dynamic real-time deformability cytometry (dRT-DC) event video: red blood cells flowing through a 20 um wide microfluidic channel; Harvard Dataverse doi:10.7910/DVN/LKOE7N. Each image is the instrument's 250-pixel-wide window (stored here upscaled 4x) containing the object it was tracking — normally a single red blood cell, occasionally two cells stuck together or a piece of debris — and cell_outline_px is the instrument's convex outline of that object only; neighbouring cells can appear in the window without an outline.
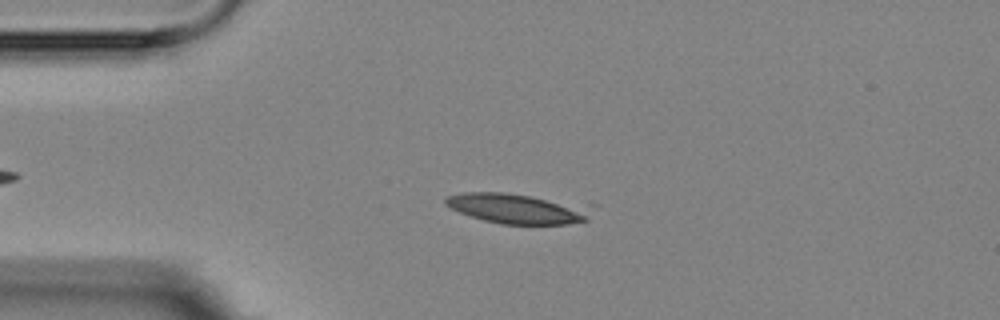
{"species": "Egyptian fruit bat (a non-hibernating species)", "species_latin": "Rousettus aegyptiacus", "temperature_condition": "room temperature", "stored_images_in_passage": 15, "camera_frame_rate_fps": 3000, "um_per_image_px": 0.085, "animal": {"sex": "female"}, "frame": {"image": 1, "passage_image": 4, "time_ms": 3.333, "image_size_px": [1000, 320], "cell_outline_px": [[596, 204], [588, 220], [568, 224], [500, 224], [484, 220], [460, 212], [444, 204], [444, 200], [448, 196], [464, 192], [504, 192]], "centroid_in_image_um": [44.14, 17.71], "position_along_channel_um": 40.9, "area_um2": 26.3}}
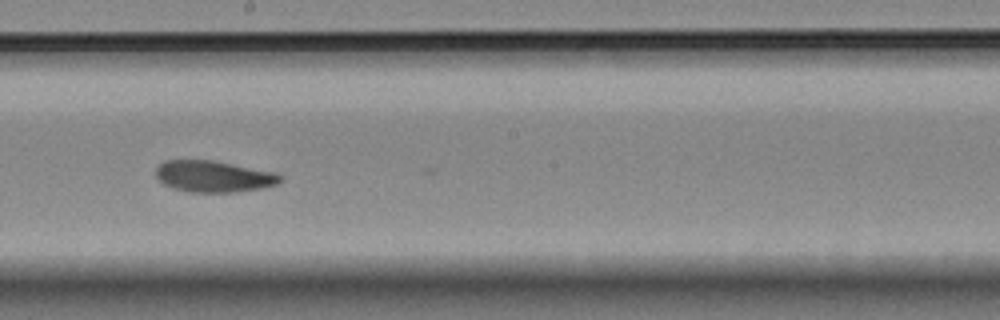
{"frame": {"image": 2, "passage_image": 9, "time_ms": 9.333, "image_size_px": [1000, 320], "cell_outline_px": [[284, 180], [276, 184], [264, 188], [236, 192], [188, 192], [172, 188], [156, 180], [156, 168], [164, 160], [212, 160], [276, 172]], "centroid_in_image_um": [18.15, 15.0], "position_along_channel_um": 230.1, "area_um2": 23.0}}
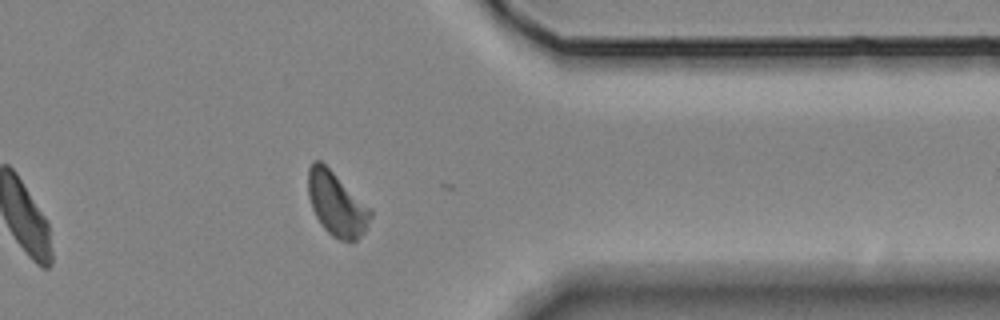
{"frame": {"image": 3, "passage_image": 13, "time_ms": 14.0, "image_size_px": [1000, 320], "cell_outline_px": [[372, 216], [368, 228], [356, 240], [340, 240], [332, 236], [320, 224], [312, 208], [308, 196], [308, 168], [312, 160], [320, 160], [372, 208]], "centroid_in_image_um": [28.62, 17.33], "position_along_channel_um": 382.8, "area_um2": 23.35}, "authors_computed_cell_mechanics": {"area_um2": 23.2934, "velocity_mm_per_s": 3.516, "shape_relaxation_time_tau1_ms": null, "shape_relaxation_time_tau2_ms": 5.3953, "deformation_change_tau1": null, "deformation_change_tau2": 0.1018}}